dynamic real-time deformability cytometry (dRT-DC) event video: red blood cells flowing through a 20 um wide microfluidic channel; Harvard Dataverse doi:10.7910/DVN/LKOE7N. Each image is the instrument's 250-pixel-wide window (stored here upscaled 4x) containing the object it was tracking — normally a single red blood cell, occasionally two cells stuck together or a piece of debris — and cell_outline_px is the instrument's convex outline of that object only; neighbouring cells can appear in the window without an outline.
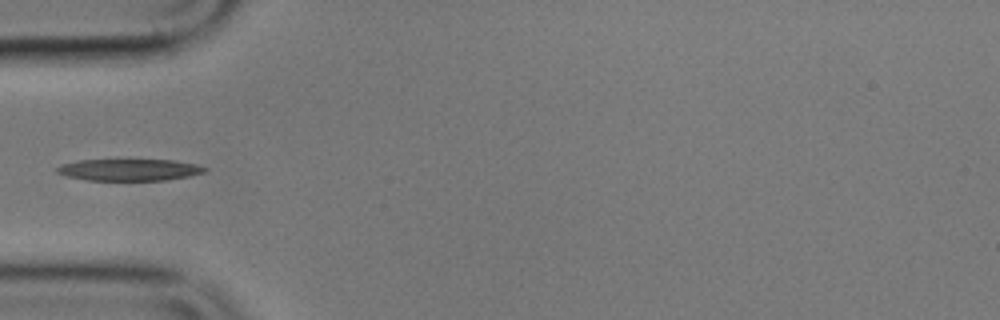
{"species": "common noctule bat (a hibernating species)", "species_latin": "Nyctalus noctula", "temperature_condition": "cold", "stored_images_in_passage": 5, "camera_frame_rate_fps": 3000, "um_per_image_px": 0.085, "animal": {"sex": "male", "body_mass_g": 17.9}, "frame": {"image": 1, "passage_image": 5, "time_ms": 5.667, "image_size_px": [1000, 320], "cell_outline_px": [[208, 168], [204, 172], [188, 176], [168, 180], [88, 180], [64, 176], [56, 172], [56, 168], [60, 164], [76, 160], [172, 160], [196, 164]], "centroid_in_image_um": [10.94, 14.43], "position_along_channel_um": 74.1, "area_um2": 18.73}}